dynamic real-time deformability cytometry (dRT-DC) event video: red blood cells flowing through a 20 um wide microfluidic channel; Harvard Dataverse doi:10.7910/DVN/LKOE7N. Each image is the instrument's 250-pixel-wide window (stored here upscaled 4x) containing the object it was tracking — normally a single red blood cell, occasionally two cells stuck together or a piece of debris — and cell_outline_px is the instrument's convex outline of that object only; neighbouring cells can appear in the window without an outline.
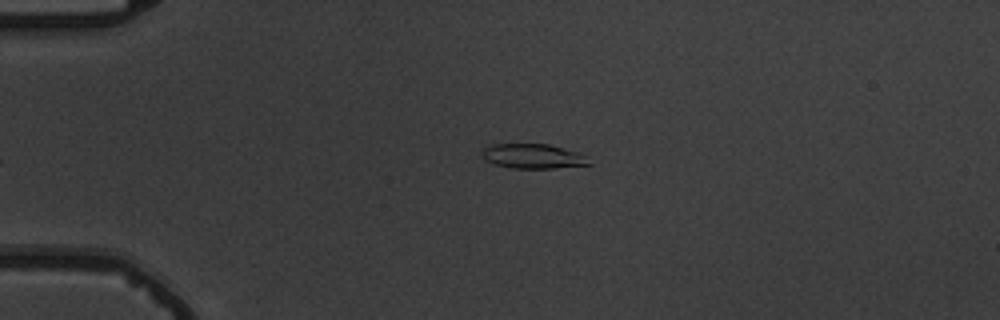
{"species": "common noctule bat (a hibernating species)", "species_latin": "Nyctalus noctula", "temperature_condition": "warm", "stored_images_in_passage": 6, "segment_of_instrument_passage": [2, 2], "camera_frame_rate_fps": 3000, "um_per_image_px": 0.085, "animal": {"sex": "male", "body_mass_g": 19.5, "forearm_length_mm": 54.6}, "frame": {"image": 1, "passage_image": 6, "time_ms": 6.0, "image_size_px": [1000, 320], "cell_outline_px": [[592, 164], [552, 168], [512, 168], [492, 164], [484, 160], [480, 152], [484, 148], [492, 144], [548, 144], [580, 152]], "centroid_in_image_um": [45.25, 13.27], "position_along_channel_um": 39.7, "area_um2": 15.43}}